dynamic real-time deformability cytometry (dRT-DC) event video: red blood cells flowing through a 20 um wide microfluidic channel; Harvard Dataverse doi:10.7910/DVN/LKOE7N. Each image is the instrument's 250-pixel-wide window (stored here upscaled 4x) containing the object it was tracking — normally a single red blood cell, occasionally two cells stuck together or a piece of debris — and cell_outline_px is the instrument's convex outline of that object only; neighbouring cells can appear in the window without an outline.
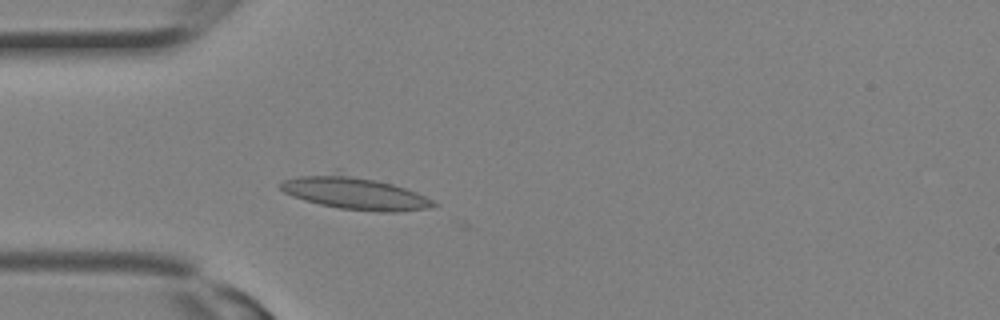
{"species": "Egyptian fruit bat (a non-hibernating species)", "species_latin": "Rousettus aegyptiacus", "temperature_condition": "room temperature", "stored_images_in_passage": 16, "camera_frame_rate_fps": 3000, "um_per_image_px": 0.085, "animal": {"sex": "female"}, "frame": {"image": 1, "passage_image": 7, "time_ms": 2.0, "image_size_px": [1000, 320], "cell_outline_px": [[440, 204], [424, 208], [396, 212], [384, 212], [340, 208], [320, 204], [304, 200], [292, 196], [284, 192], [280, 188], [280, 184], [284, 180], [300, 176], [336, 168], [340, 168], [392, 184], [416, 192]], "centroid_in_image_um": [30.08, 16.33], "position_along_channel_um": 54.9, "area_um2": 29.94}}
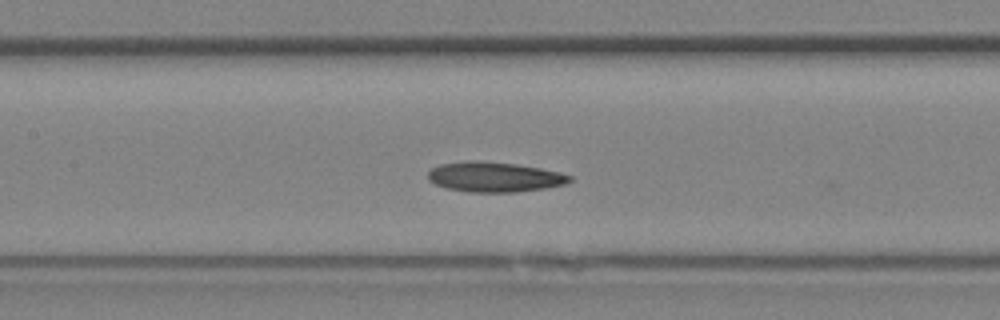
{"frame": {"image": 2, "passage_image": 12, "time_ms": 3.667, "image_size_px": [1000, 320], "cell_outline_px": [[572, 180], [564, 184], [548, 188], [516, 192], [468, 192], [448, 188], [436, 184], [428, 180], [428, 172], [432, 168], [440, 164], [516, 164], [540, 168], [560, 172], [572, 176]], "centroid_in_image_um": [42.12, 15.1], "position_along_channel_um": 165.3, "area_um2": 23.64}}
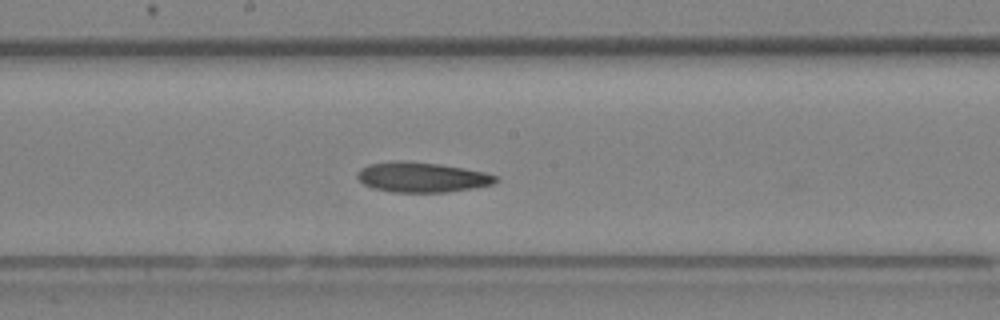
{"frame": {"image": 3, "passage_image": 14, "time_ms": 4.333, "image_size_px": [1000, 320], "cell_outline_px": [[500, 180], [492, 184], [472, 188], [448, 192], [392, 192], [372, 188], [364, 184], [356, 176], [356, 172], [360, 168], [368, 164], [392, 160], [400, 160], [440, 164], [464, 168], [484, 172], [496, 176]], "centroid_in_image_um": [35.82, 15.05], "position_along_channel_um": 212.4, "area_um2": 24.39}}